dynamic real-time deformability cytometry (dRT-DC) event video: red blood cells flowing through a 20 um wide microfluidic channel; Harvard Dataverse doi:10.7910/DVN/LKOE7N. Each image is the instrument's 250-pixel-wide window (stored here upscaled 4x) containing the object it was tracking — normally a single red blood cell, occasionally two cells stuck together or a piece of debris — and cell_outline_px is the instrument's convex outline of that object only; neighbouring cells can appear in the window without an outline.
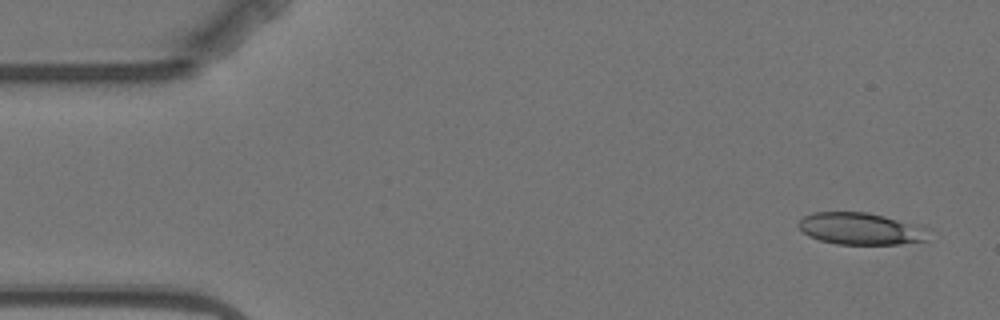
{"species": "Egyptian fruit bat (a non-hibernating species)", "species_latin": "Rousettus aegyptiacus", "temperature_condition": "warm", "stored_images_in_passage": 4, "camera_frame_rate_fps": 3000, "um_per_image_px": 0.085, "animal": {"sex": "female"}, "frame": {"image": 1, "passage_image": 1, "time_ms": 0.0, "image_size_px": [1000, 320], "cell_outline_px": [[932, 228], [928, 240], [900, 244], [836, 244], [820, 240], [808, 236], [796, 224], [804, 216], [812, 212], [868, 212], [924, 224]], "centroid_in_image_um": [73.29, 19.43], "position_along_channel_um": 11.7, "area_um2": 24.97}}
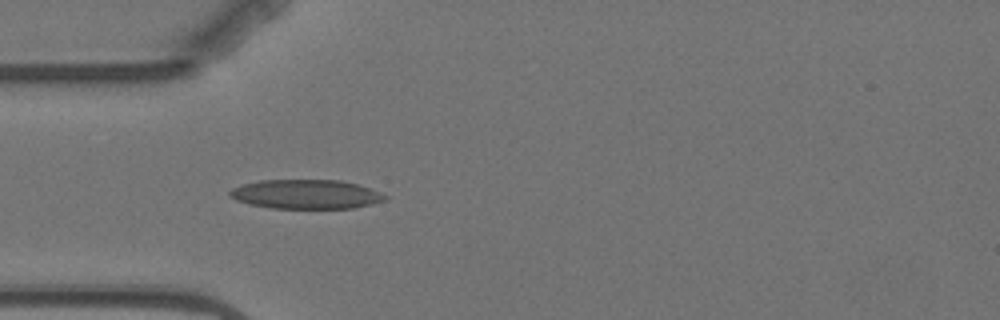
{"frame": {"image": 2, "passage_image": 4, "time_ms": 4.333, "image_size_px": [1000, 320], "cell_outline_px": [[388, 200], [352, 208], [272, 208], [248, 204], [236, 200], [228, 196], [228, 192], [232, 188], [244, 184], [260, 180], [340, 180], [356, 184], [380, 192], [388, 196]], "centroid_in_image_um": [25.99, 16.51], "position_along_channel_um": 59.0, "area_um2": 26.41}}